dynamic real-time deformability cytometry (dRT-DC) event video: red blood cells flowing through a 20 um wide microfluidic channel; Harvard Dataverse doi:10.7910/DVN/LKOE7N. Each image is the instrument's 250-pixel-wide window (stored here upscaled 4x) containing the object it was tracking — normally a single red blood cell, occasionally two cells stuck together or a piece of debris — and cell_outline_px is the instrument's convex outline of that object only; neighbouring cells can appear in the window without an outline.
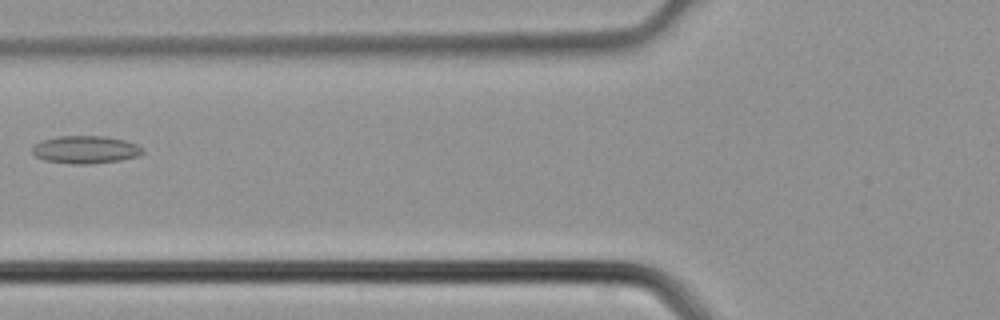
{"species": "common noctule bat (a hibernating species)", "species_latin": "Nyctalus noctula", "temperature_condition": "cold", "stored_images_in_passage": 6, "camera_frame_rate_fps": 3000, "um_per_image_px": 0.085, "animal": {"sex": "male", "body_mass_g": 21.5, "forearm_length_mm": 52.0}, "frame": {"image": 1, "passage_image": 6, "time_ms": 1.667, "image_size_px": [1000, 320], "cell_outline_px": [[144, 152], [140, 156], [120, 160], [88, 164], [72, 164], [44, 160], [36, 156], [32, 152], [32, 148], [36, 144], [44, 140], [56, 136], [108, 136], [124, 140], [136, 144], [144, 148]], "centroid_in_image_um": [7.31, 12.72], "position_along_channel_um": 118.5, "area_um2": 17.86}}